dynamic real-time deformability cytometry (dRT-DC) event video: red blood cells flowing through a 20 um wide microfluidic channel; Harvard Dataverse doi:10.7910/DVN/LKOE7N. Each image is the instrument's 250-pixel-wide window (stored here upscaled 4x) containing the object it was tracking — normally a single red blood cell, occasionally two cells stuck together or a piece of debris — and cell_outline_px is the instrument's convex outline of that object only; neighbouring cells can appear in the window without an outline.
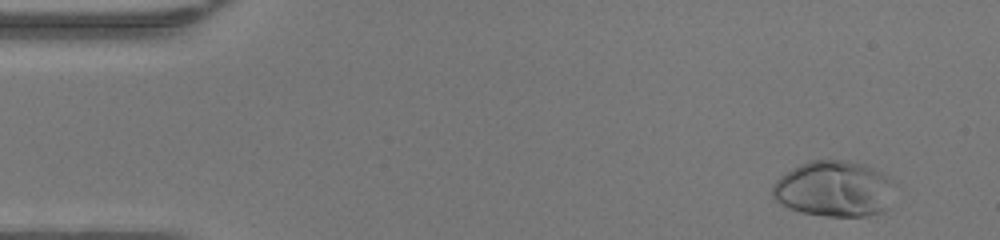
{"species": "human", "species_latin": "Homo sapiens", "temperature_condition": "warm", "stored_images_in_passage": 48, "camera_frame_rate_fps": 3000, "um_per_image_px": 0.085, "donor": {"sex": "female"}, "frame": {"image": 1, "passage_image": 4, "time_ms": 1.0, "image_size_px": [1000, 240], "cell_outline_px": [[900, 188], [888, 208], [884, 212], [864, 216], [824, 216], [800, 212], [776, 200], [772, 196], [772, 184], [780, 176], [792, 168], [800, 164], [812, 160], [848, 160], [864, 164], [884, 172], [896, 180]], "centroid_in_image_um": [71.04, 16.04], "position_along_channel_um": 14.0, "area_um2": 40.98}}
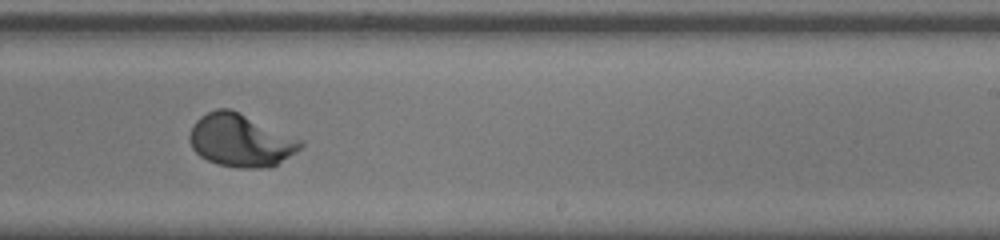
{"frame": {"image": 2, "passage_image": 30, "time_ms": 9.667, "image_size_px": [1000, 240], "cell_outline_px": [[304, 144], [300, 148], [276, 164], [260, 168], [236, 168], [216, 164], [200, 156], [192, 148], [188, 140], [188, 136], [196, 120], [200, 116], [216, 108], [228, 108], [304, 140]], "centroid_in_image_um": [20.41, 11.93], "position_along_channel_um": 268.6, "area_um2": 33.81}}
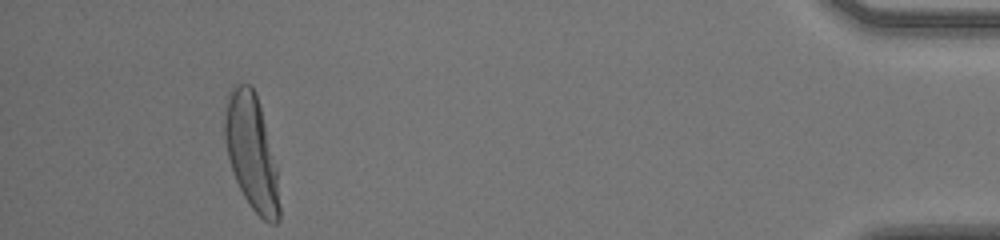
{"frame": {"image": 3, "passage_image": 45, "time_ms": 14.667, "image_size_px": [1000, 240], "cell_outline_px": [[280, 220], [276, 224], [268, 224], [248, 204], [232, 172], [224, 140], [224, 116], [228, 92], [236, 84], [252, 84], [256, 92], [276, 168], [280, 208]], "centroid_in_image_um": [21.36, 12.95], "position_along_channel_um": 413.8, "area_um2": 36.47}}